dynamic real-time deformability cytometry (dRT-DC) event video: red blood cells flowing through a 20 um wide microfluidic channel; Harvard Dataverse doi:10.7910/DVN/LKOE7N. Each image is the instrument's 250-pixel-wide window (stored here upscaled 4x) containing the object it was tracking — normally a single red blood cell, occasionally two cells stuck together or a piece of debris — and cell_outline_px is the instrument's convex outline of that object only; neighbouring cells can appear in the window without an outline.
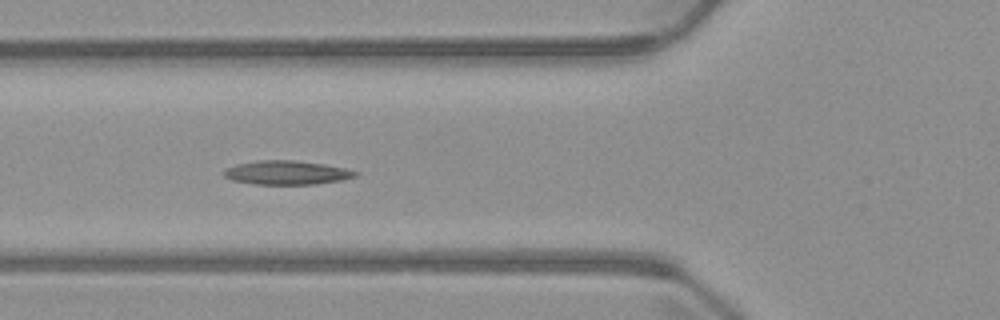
{"species": "common noctule bat (a hibernating species)", "species_latin": "Nyctalus noctula", "temperature_condition": "warm", "stored_images_in_passage": 7, "camera_frame_rate_fps": 3000, "um_per_image_px": 0.085, "animal": {"sex": "male", "body_mass_g": 23.1, "forearm_length_mm": 52.7}, "frame": {"image": 1, "passage_image": 5, "time_ms": 5.667, "image_size_px": [1000, 320], "cell_outline_px": [[360, 172], [356, 176], [340, 180], [316, 184], [252, 184], [232, 180], [224, 176], [220, 172], [224, 168], [236, 164], [256, 160], [296, 160], [324, 164], [344, 168]], "centroid_in_image_um": [24.3, 14.66], "position_along_channel_um": 101.5, "area_um2": 18.5}}
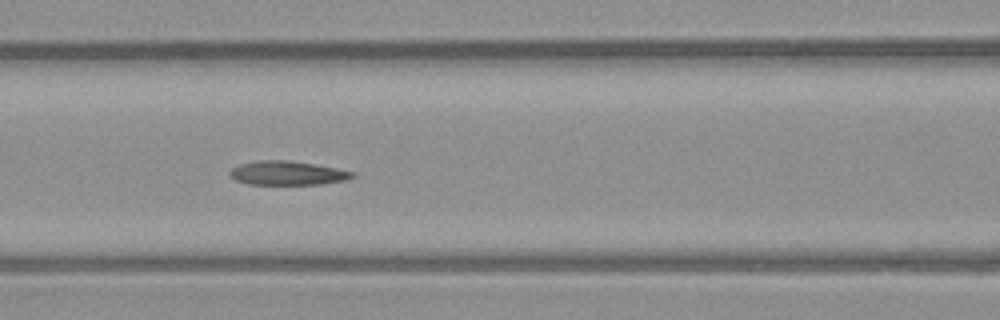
{"frame": {"image": 2, "passage_image": 6, "time_ms": 6.667, "image_size_px": [1000, 320], "cell_outline_px": [[356, 176], [348, 180], [320, 184], [248, 184], [236, 180], [228, 172], [232, 168], [240, 164], [256, 160], [288, 160], [316, 164], [356, 172]], "centroid_in_image_um": [24.48, 14.7], "position_along_channel_um": 142.1, "area_um2": 17.22}}
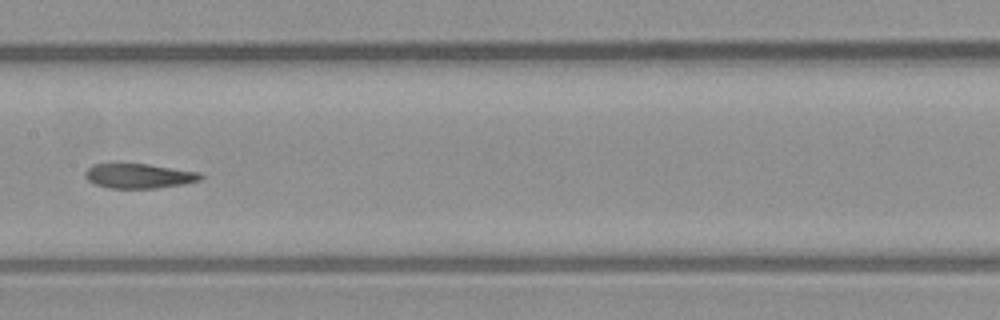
{"frame": {"image": 3, "passage_image": 7, "time_ms": 8.0, "image_size_px": [1000, 320], "cell_outline_px": [[204, 176], [200, 180], [184, 184], [156, 188], [108, 188], [96, 184], [88, 180], [84, 176], [84, 172], [92, 164], [148, 164], [200, 172]], "centroid_in_image_um": [11.82, 14.95], "position_along_channel_um": 195.6, "area_um2": 16.59}}